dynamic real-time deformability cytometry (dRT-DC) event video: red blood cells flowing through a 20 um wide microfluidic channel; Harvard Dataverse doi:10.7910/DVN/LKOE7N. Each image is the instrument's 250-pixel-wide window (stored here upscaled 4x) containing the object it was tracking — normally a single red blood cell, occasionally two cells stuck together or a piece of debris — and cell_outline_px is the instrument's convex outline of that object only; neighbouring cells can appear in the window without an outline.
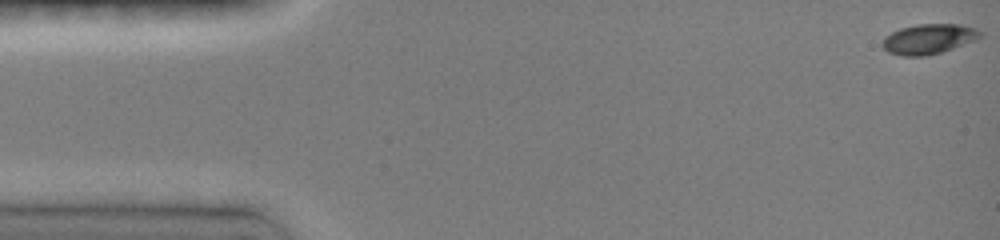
{"species": "common noctule bat (a hibernating species)", "species_latin": "Nyctalus noctula", "temperature_condition": "room temperature", "stored_images_in_passage": 12, "camera_frame_rate_fps": 3000, "um_per_image_px": 0.085, "animal": {"sex": "female", "body_mass_g": 19.0, "forearm_length_mm": 51.5}, "frame": {"image": 1, "passage_image": 1, "time_ms": 0.0, "image_size_px": [1000, 240], "cell_outline_px": [[984, 36], [976, 40], [940, 52], [924, 56], [900, 56], [888, 52], [880, 44], [884, 36], [900, 28], [916, 24], [960, 24], [976, 28]], "centroid_in_image_um": [78.91, 3.31], "position_along_channel_um": 6.1, "area_um2": 17.22}}
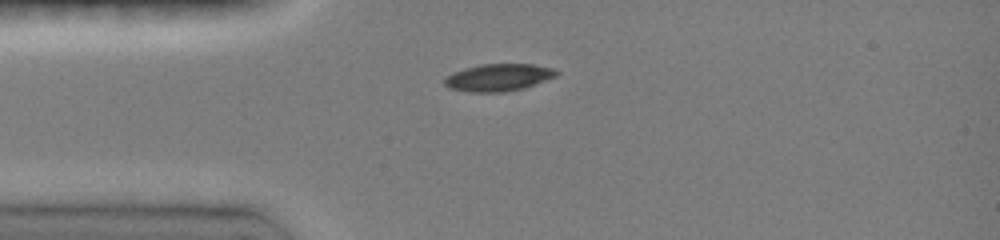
{"frame": {"image": 2, "passage_image": 11, "time_ms": 3.667, "image_size_px": [1000, 240], "cell_outline_px": [[560, 72], [556, 76], [524, 88], [504, 92], [468, 92], [448, 88], [444, 84], [444, 80], [452, 72], [464, 68], [480, 64], [532, 64], [552, 68]], "centroid_in_image_um": [42.34, 6.58], "position_along_channel_um": 42.7, "area_um2": 17.8}}